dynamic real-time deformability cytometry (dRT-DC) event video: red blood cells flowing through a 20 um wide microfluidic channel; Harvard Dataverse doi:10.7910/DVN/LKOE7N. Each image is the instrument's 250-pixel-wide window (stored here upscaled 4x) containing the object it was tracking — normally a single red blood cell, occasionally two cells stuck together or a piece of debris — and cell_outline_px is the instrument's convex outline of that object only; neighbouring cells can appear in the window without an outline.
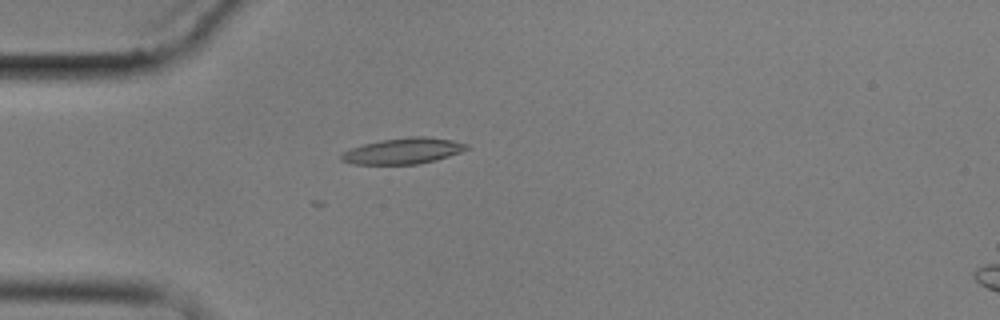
{"species": "common noctule bat (a hibernating species)", "species_latin": "Nyctalus noctula", "temperature_condition": "cold", "stored_images_in_passage": 2, "camera_frame_rate_fps": 3000, "um_per_image_px": 0.085, "animal": {"sex": "male", "body_mass_g": 17.9}, "frame": {"image": 1, "passage_image": 2, "time_ms": 1.0, "image_size_px": [1000, 320], "cell_outline_px": [[468, 148], [460, 152], [436, 160], [420, 164], [352, 164], [340, 160], [340, 152], [364, 144], [380, 140], [408, 136], [424, 136], [452, 140], [468, 144]], "centroid_in_image_um": [34.23, 12.83], "position_along_channel_um": 50.8, "area_um2": 19.02}}